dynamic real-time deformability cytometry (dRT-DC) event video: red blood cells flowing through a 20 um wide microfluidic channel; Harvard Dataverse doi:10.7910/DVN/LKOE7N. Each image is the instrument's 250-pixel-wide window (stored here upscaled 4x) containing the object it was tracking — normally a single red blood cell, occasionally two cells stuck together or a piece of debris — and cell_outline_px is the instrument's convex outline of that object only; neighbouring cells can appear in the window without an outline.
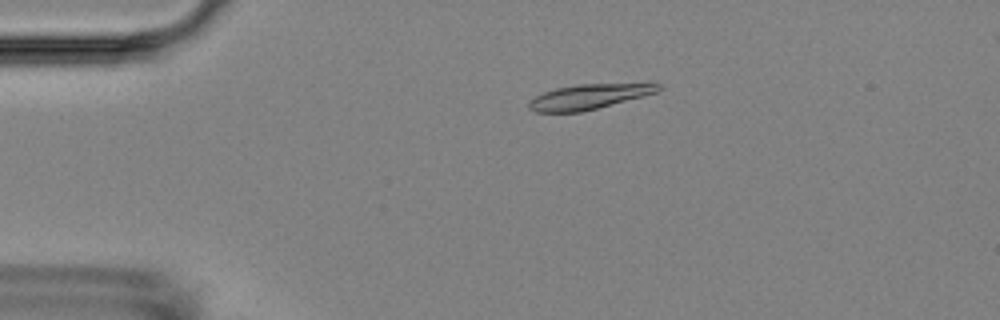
{"species": "Egyptian fruit bat (a non-hibernating species)", "species_latin": "Rousettus aegyptiacus", "temperature_condition": "room temperature", "stored_images_in_passage": 11, "camera_frame_rate_fps": 3000, "um_per_image_px": 0.085, "animal": {"sex": "female"}, "frame": {"image": 1, "passage_image": 1, "time_ms": 0.0, "image_size_px": [1000, 320], "cell_outline_px": [[660, 88], [656, 92], [596, 108], [580, 112], [536, 112], [528, 108], [528, 100], [544, 92], [556, 88], [576, 84], [660, 84]], "centroid_in_image_um": [49.93, 8.22], "position_along_channel_um": 35.1, "area_um2": 18.32}}
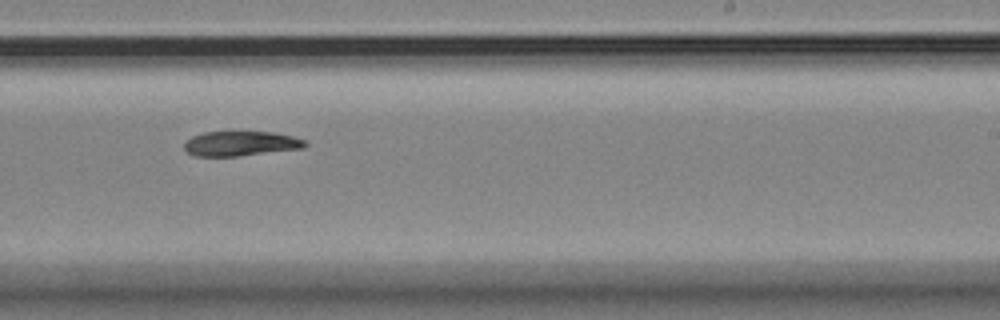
{"frame": {"image": 2, "passage_image": 7, "time_ms": 7.667, "image_size_px": [1000, 320], "cell_outline_px": [[308, 144], [304, 148], [236, 156], [196, 156], [188, 152], [184, 148], [184, 144], [192, 136], [204, 132], [232, 128], [272, 132], [292, 136], [304, 140]], "centroid_in_image_um": [20.44, 12.14], "position_along_channel_um": 268.6, "area_um2": 18.21}}
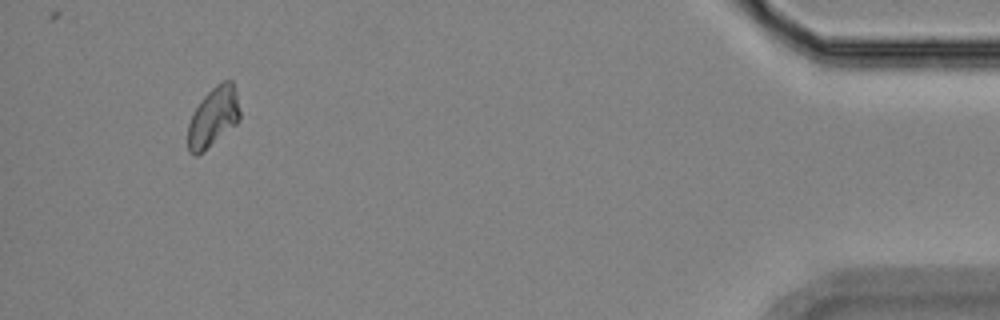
{"frame": {"image": 3, "passage_image": 11, "time_ms": 13.667, "image_size_px": [1000, 320], "cell_outline_px": [[240, 120], [236, 124], [196, 156], [188, 152], [188, 124], [196, 108], [204, 96], [216, 84], [224, 80], [232, 80], [236, 92], [240, 112]], "centroid_in_image_um": [18.14, 9.93], "position_along_channel_um": 417.1, "area_um2": 17.69}, "authors_computed_cell_mechanics": {"area_um2": 18.3226, "velocity_mm_per_s": 3.5762, "shape_relaxation_time_tau1_ms": 6.125, "shape_relaxation_time_tau2_ms": null, "deformation_change_tau1": 0.1248, "deformation_change_tau2": null}}